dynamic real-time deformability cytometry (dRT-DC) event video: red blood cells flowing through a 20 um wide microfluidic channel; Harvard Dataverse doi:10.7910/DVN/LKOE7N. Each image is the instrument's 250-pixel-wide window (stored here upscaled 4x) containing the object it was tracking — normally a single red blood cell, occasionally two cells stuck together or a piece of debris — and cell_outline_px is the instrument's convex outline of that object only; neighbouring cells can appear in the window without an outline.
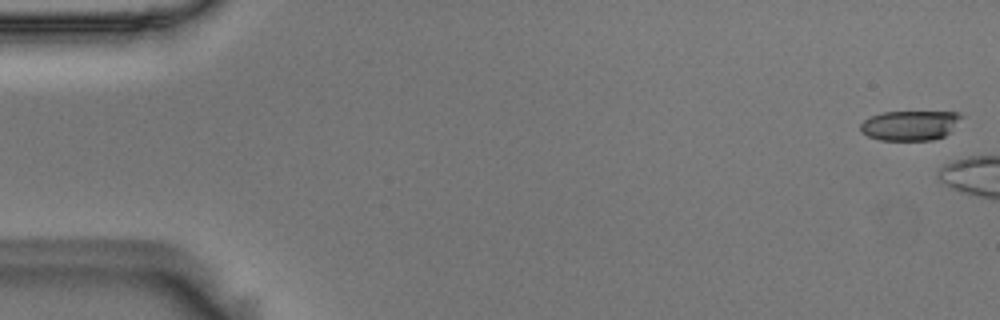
{"species": "Egyptian fruit bat (a non-hibernating species)", "species_latin": "Rousettus aegyptiacus", "temperature_condition": "room temperature", "stored_images_in_passage": 6, "camera_frame_rate_fps": 3000, "um_per_image_px": 0.085, "animal": {"sex": "male"}, "frame": {"image": 1, "passage_image": 1, "time_ms": 0.0, "image_size_px": [1000, 320], "cell_outline_px": [[964, 116], [952, 132], [944, 136], [932, 140], [880, 140], [868, 136], [860, 132], [860, 124], [864, 120], [872, 116], [884, 112], [960, 112]], "centroid_in_image_um": [77.4, 10.66], "position_along_channel_um": 7.6, "area_um2": 17.74}}